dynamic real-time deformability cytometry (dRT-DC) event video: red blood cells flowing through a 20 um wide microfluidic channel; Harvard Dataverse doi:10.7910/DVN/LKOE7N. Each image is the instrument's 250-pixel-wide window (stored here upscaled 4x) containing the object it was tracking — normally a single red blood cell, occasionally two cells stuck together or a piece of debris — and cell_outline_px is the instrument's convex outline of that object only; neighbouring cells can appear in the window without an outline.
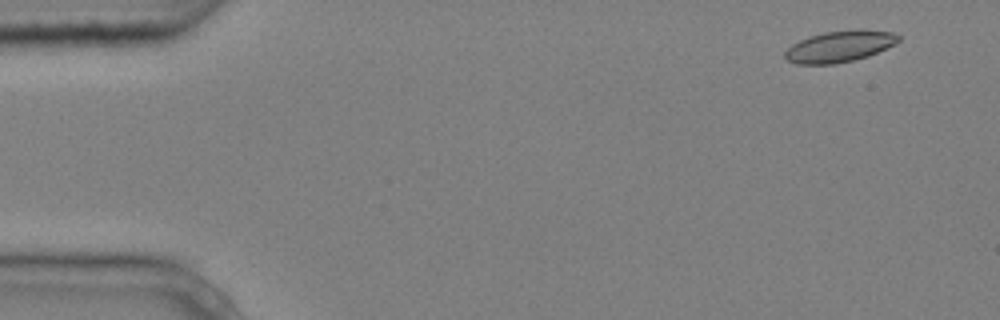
{"species": "common noctule bat (a hibernating species)", "species_latin": "Nyctalus noctula", "temperature_condition": "cold", "stored_images_in_passage": 4, "camera_frame_rate_fps": 3000, "um_per_image_px": 0.085, "animal": {"sex": "male", "body_mass_g": 20.4}, "frame": {"image": 1, "passage_image": 1, "time_ms": 0.0, "image_size_px": [1000, 320], "cell_outline_px": [[900, 40], [868, 56], [852, 60], [832, 64], [796, 64], [788, 60], [784, 56], [784, 52], [792, 44], [808, 36], [824, 32], [892, 32], [900, 36]], "centroid_in_image_um": [71.25, 3.99], "position_along_channel_um": 13.7, "area_um2": 19.65}}
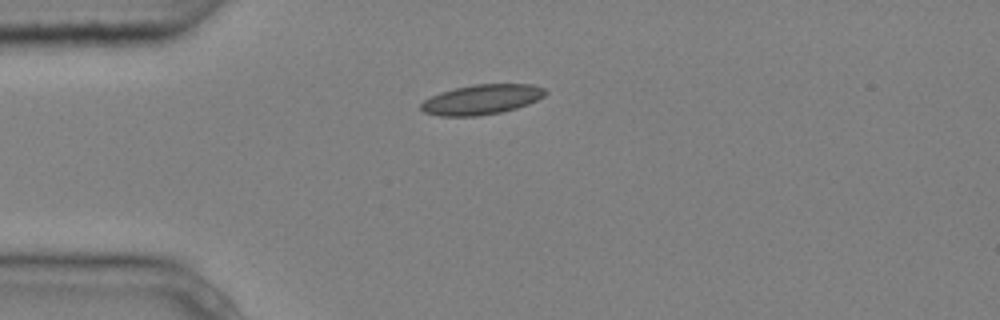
{"frame": {"image": 2, "passage_image": 4, "time_ms": 1.0, "image_size_px": [1000, 320], "cell_outline_px": [[548, 92], [544, 96], [528, 104], [516, 108], [500, 112], [480, 116], [440, 116], [424, 112], [420, 108], [420, 104], [424, 100], [440, 92], [456, 88], [476, 84], [532, 84], [544, 88]], "centroid_in_image_um": [40.94, 8.46], "position_along_channel_um": 44.1, "area_um2": 21.62}}